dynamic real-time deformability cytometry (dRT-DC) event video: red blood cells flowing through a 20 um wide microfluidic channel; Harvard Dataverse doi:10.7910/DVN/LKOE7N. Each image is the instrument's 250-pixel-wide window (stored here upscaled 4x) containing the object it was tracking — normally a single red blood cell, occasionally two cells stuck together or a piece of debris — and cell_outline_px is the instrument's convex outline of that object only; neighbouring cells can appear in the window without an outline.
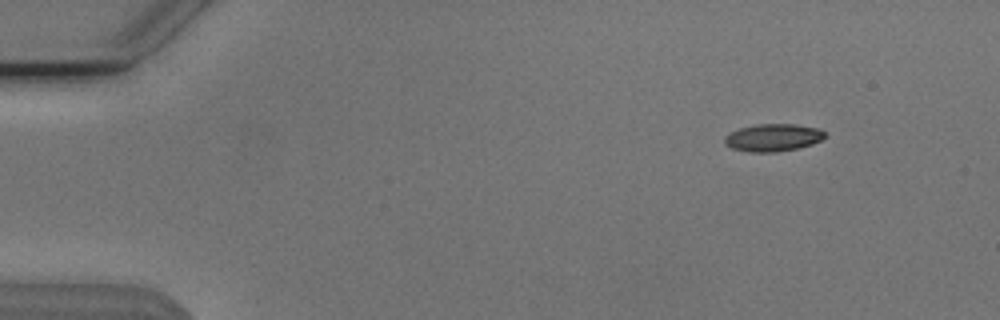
{"species": "Egyptian fruit bat (a non-hibernating species)", "species_latin": "Rousettus aegyptiacus", "temperature_condition": "cold", "stored_images_in_passage": 49, "camera_frame_rate_fps": 3000, "um_per_image_px": 0.085, "animal": {"sex": "male"}, "frame": {"image": 1, "passage_image": 1, "time_ms": 0.0, "image_size_px": [1000, 320], "cell_outline_px": [[824, 136], [820, 140], [812, 144], [796, 148], [776, 152], [748, 152], [732, 148], [724, 144], [724, 136], [740, 128], [756, 124], [796, 124], [820, 128], [824, 132]], "centroid_in_image_um": [65.68, 11.69], "position_along_channel_um": 19.3, "area_um2": 16.01}}
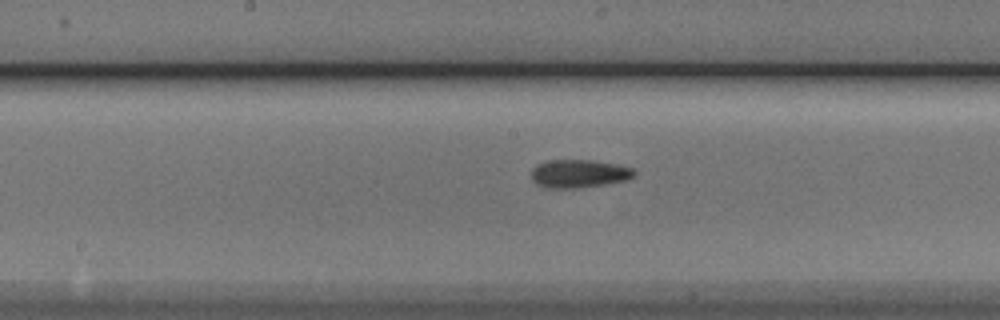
{"frame": {"image": 2, "passage_image": 23, "time_ms": 7.333, "image_size_px": [1000, 320], "cell_outline_px": [[636, 176], [628, 180], [604, 184], [576, 188], [544, 188], [536, 184], [532, 180], [532, 168], [536, 164], [548, 160], [592, 160], [616, 164], [632, 168], [636, 172]], "centroid_in_image_um": [49.2, 14.76], "position_along_channel_um": 199.0, "area_um2": 17.05}}
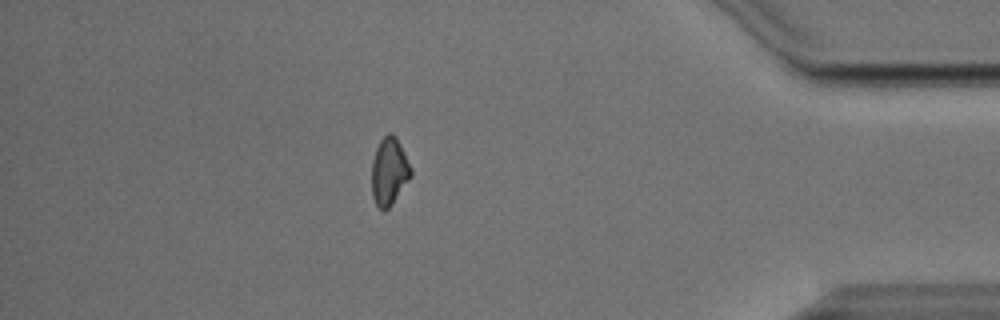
{"frame": {"image": 3, "passage_image": 42, "time_ms": 13.667, "image_size_px": [1000, 320], "cell_outline_px": [[412, 176], [392, 204], [384, 212], [376, 204], [372, 196], [372, 160], [376, 148], [380, 140], [388, 132], [392, 132], [396, 136], [412, 168]], "centroid_in_image_um": [33.09, 14.56], "position_along_channel_um": 402.1, "area_um2": 15.55}, "authors_computed_cell_mechanics": {"area_um2": 16.0684, "velocity_mm_per_s": 3.8258, "shape_relaxation_time_tau1_ms": 4.8485, "shape_relaxation_time_tau2_ms": 4.4578, "deformation_change_tau1": 0.1133, "deformation_change_tau2": 0.1177}}